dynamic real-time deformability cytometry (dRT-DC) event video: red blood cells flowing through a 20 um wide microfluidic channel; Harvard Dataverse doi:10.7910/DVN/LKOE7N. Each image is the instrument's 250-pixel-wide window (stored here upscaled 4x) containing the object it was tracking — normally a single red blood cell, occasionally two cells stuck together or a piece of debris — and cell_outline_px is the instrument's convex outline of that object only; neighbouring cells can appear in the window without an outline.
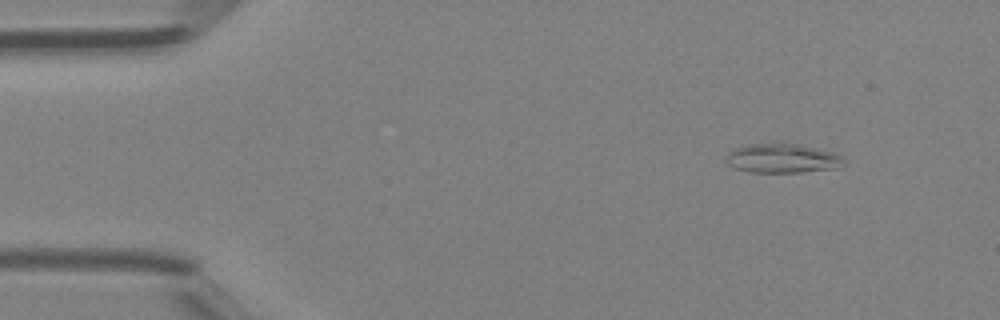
{"species": "Egyptian fruit bat (a non-hibernating species)", "species_latin": "Rousettus aegyptiacus", "temperature_condition": "room temperature", "stored_images_in_passage": 44, "camera_frame_rate_fps": 3000, "um_per_image_px": 0.085, "animal": {"sex": "female"}, "frame": {"image": 1, "passage_image": 2, "time_ms": 0.333, "image_size_px": [1000, 320], "cell_outline_px": [[844, 164], [836, 168], [800, 172], [748, 172], [736, 168], [728, 164], [728, 156], [736, 148], [748, 144], [796, 144], [836, 152], [844, 156]], "centroid_in_image_um": [66.58, 13.47], "position_along_channel_um": 18.4, "area_um2": 19.71}}
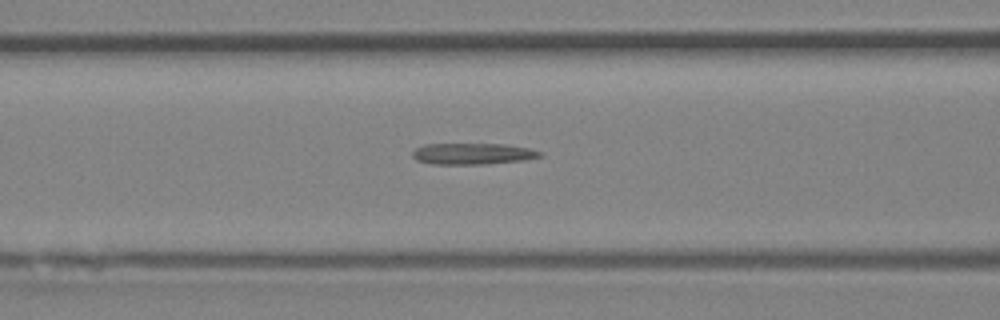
{"frame": {"image": 2, "passage_image": 16, "time_ms": 5.0, "image_size_px": [1000, 320], "cell_outline_px": [[544, 156], [524, 160], [484, 164], [432, 164], [416, 160], [412, 156], [412, 152], [416, 148], [424, 144], [504, 144], [528, 148], [544, 152]], "centroid_in_image_um": [40.19, 13.07], "position_along_channel_um": 126.4, "area_um2": 15.9}}
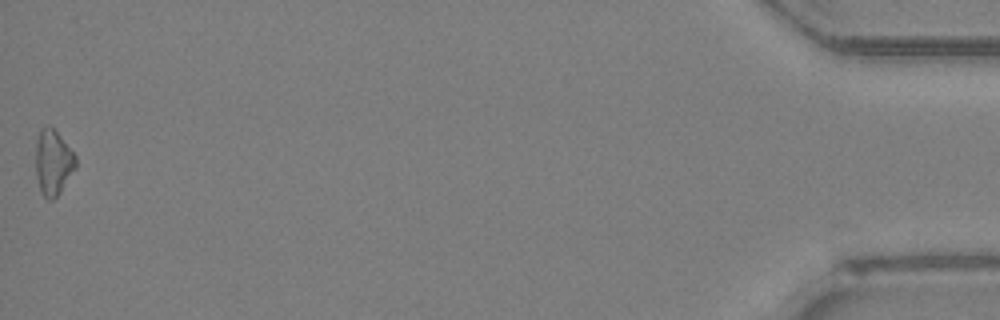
{"frame": {"image": 3, "passage_image": 44, "time_ms": 14.333, "image_size_px": [1000, 320], "cell_outline_px": [[76, 168], [60, 192], [52, 200], [48, 200], [40, 192], [36, 176], [36, 140], [40, 128], [48, 124], [60, 136], [76, 156]], "centroid_in_image_um": [4.5, 13.8], "position_along_channel_um": 430.7, "area_um2": 15.26}, "authors_computed_cell_mechanics": {"area_um2": 15.5771, "velocity_mm_per_s": 4.3464, "shape_relaxation_time_tau1_ms": null, "shape_relaxation_time_tau2_ms": 2.0617, "deformation_change_tau1": null, "deformation_change_tau2": 0.1384}}